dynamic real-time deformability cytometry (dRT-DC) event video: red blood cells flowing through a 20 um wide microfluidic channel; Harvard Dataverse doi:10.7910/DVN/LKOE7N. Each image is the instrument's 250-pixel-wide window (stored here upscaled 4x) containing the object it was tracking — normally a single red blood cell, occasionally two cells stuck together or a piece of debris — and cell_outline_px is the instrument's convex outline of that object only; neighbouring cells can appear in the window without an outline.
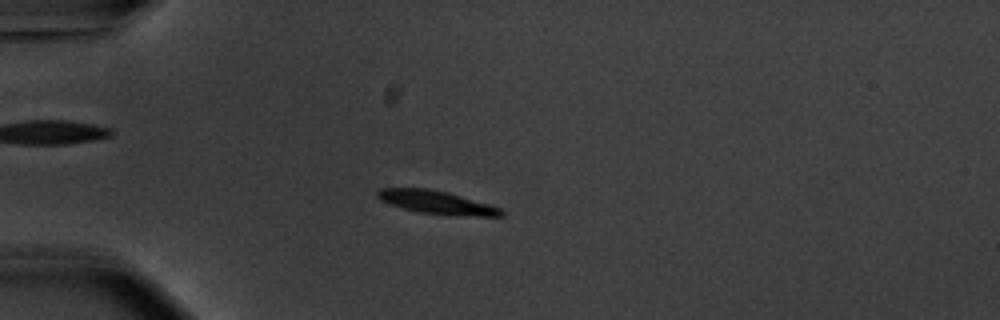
{"species": "common noctule bat (a hibernating species)", "species_latin": "Nyctalus noctula", "temperature_condition": "warm", "stored_images_in_passage": 56, "camera_frame_rate_fps": 3000, "um_per_image_px": 0.085, "animal": {"sex": "male", "body_mass_g": 20.1, "forearm_length_mm": 53.5}, "frame": {"image": 1, "passage_image": 16, "time_ms": 5.0, "image_size_px": [1000, 320], "cell_outline_px": [[504, 216], [476, 216], [420, 212], [404, 208], [380, 200], [376, 196], [376, 192], [380, 188], [428, 188], [448, 192], [488, 204], [500, 208], [504, 212]], "centroid_in_image_um": [37.1, 17.18], "position_along_channel_um": 47.9, "area_um2": 16.36}}
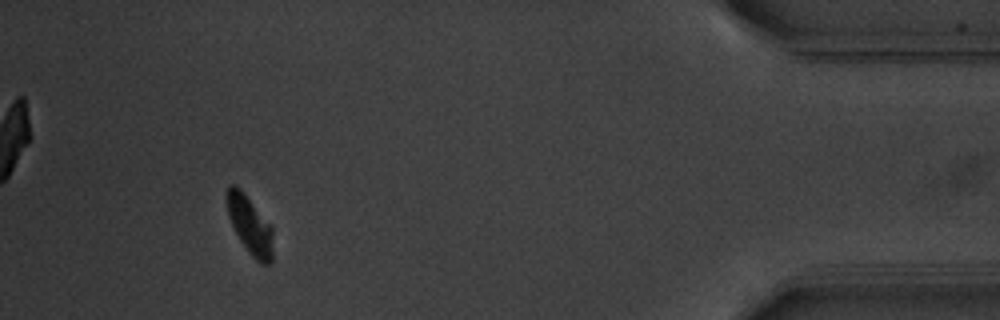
{"frame": {"image": 2, "passage_image": 52, "time_ms": 17.0, "image_size_px": [1000, 320], "cell_outline_px": [[272, 264], [260, 264], [248, 252], [240, 240], [228, 216], [224, 200], [224, 192], [228, 184], [236, 184], [240, 188], [272, 224]], "centroid_in_image_um": [21.21, 19.07], "position_along_channel_um": 414.0, "area_um2": 16.18}, "authors_computed_cell_mechanics": {"area_um2": 16.5019, "velocity_mm_per_s": 3.6868, "shape_relaxation_time_tau1_ms": 2.315, "shape_relaxation_time_tau2_ms": null, "deformation_change_tau1": 0.1738, "deformation_change_tau2": null}}